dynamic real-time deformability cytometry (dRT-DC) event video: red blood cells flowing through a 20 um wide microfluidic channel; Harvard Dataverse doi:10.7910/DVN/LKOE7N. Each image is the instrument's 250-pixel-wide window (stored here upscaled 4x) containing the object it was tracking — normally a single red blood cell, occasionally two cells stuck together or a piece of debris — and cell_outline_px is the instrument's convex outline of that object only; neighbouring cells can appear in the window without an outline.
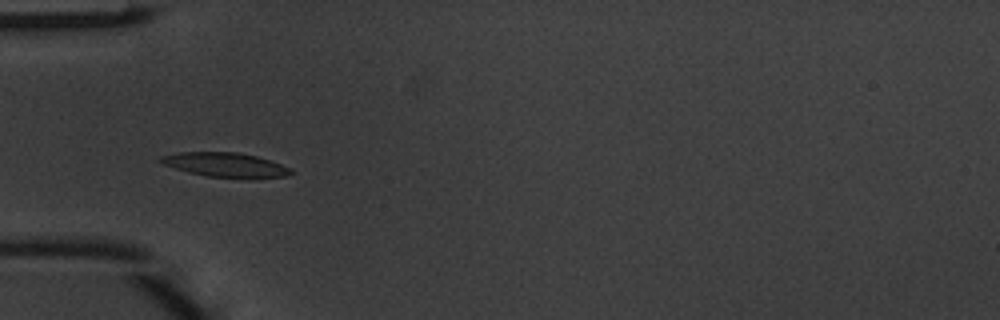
{"species": "common noctule bat (a hibernating species)", "species_latin": "Nyctalus noctula", "temperature_condition": "warm", "stored_images_in_passage": 5, "camera_frame_rate_fps": 3000, "um_per_image_px": 0.085, "animal": {"sex": "male", "body_mass_g": 20.1, "forearm_length_mm": 53.5}, "frame": {"image": 1, "passage_image": 5, "time_ms": 1.333, "image_size_px": [1000, 320], "cell_outline_px": [[292, 172], [284, 176], [256, 180], [208, 176], [188, 172], [164, 164], [156, 160], [160, 156], [180, 152], [236, 152], [256, 156], [292, 168]], "centroid_in_image_um": [19.18, 14.03], "position_along_channel_um": 65.8, "area_um2": 18.73}}